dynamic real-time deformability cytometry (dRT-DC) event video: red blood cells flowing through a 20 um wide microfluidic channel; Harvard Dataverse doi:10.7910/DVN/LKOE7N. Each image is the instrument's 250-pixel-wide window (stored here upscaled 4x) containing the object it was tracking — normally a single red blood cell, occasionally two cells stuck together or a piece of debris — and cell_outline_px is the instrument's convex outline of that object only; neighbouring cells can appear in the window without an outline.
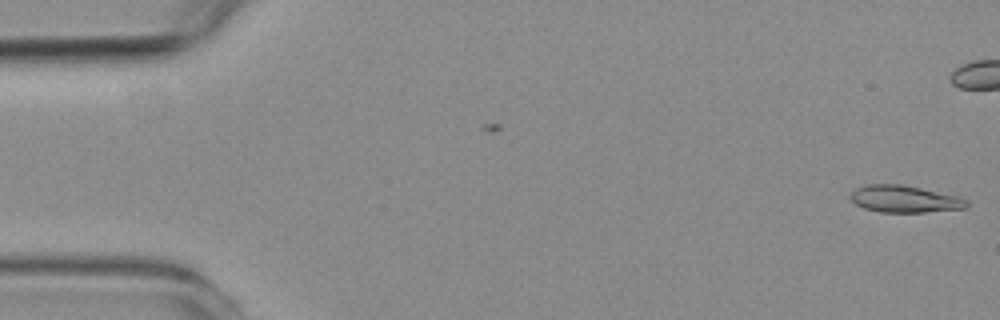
{"species": "common noctule bat (a hibernating species)", "species_latin": "Nyctalus noctula", "temperature_condition": "room temperature", "stored_images_in_passage": 6, "camera_frame_rate_fps": 3000, "um_per_image_px": 0.085, "animal": {"sex": "female", "body_mass_g": 19.3, "forearm_length_mm": 54.1}, "frame": {"image": 1, "passage_image": 6, "time_ms": 1.667, "image_size_px": [1000, 320], "cell_outline_px": [[968, 208], [924, 212], [880, 212], [864, 208], [856, 204], [848, 196], [856, 188], [868, 184], [900, 184], [920, 188], [956, 196], [968, 200]], "centroid_in_image_um": [76.87, 16.92], "position_along_channel_um": 8.1, "area_um2": 18.15}}